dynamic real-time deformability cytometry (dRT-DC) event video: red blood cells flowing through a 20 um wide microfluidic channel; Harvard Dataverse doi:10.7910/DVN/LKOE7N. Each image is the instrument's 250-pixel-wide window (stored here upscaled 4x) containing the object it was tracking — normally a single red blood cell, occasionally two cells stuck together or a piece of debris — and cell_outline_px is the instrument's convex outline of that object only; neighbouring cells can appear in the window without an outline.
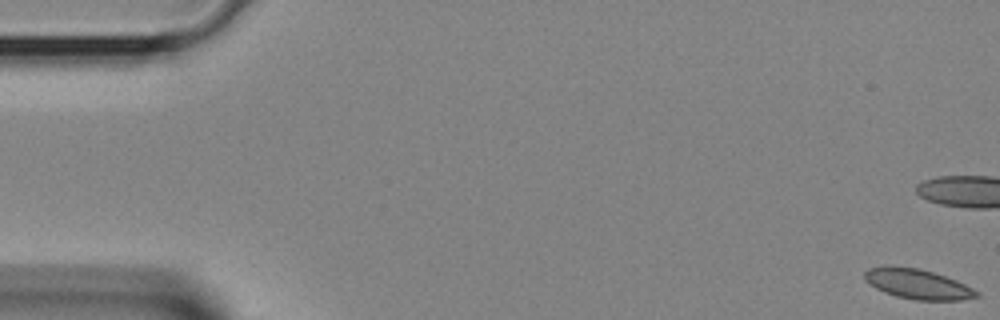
{"species": "Egyptian fruit bat (a non-hibernating species)", "species_latin": "Rousettus aegyptiacus", "temperature_condition": "room temperature", "stored_images_in_passage": 41, "camera_frame_rate_fps": 3000, "um_per_image_px": 0.085, "animal": {"sex": "female"}, "frame": {"image": 1, "passage_image": 1, "time_ms": 0.0, "image_size_px": [1000, 320], "cell_outline_px": [[980, 296], [960, 300], [916, 300], [896, 296], [884, 292], [868, 284], [864, 280], [864, 272], [868, 268], [888, 264], [920, 268], [956, 280], [980, 292]], "centroid_in_image_um": [77.94, 24.12], "position_along_channel_um": 7.1, "area_um2": 19.83}}
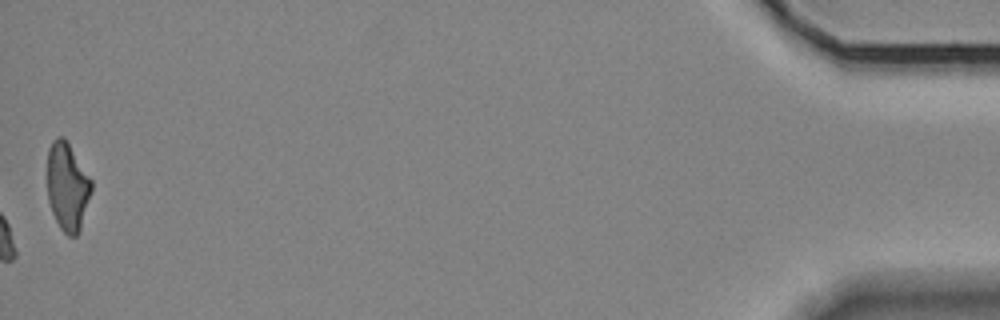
{"frame": {"image": 2, "passage_image": 41, "time_ms": 13.333, "image_size_px": [1000, 320], "cell_outline_px": [[92, 192], [80, 228], [76, 236], [68, 236], [60, 228], [52, 212], [48, 200], [48, 148], [52, 140], [56, 136], [64, 136], [68, 140], [92, 180]], "centroid_in_image_um": [5.74, 15.81], "position_along_channel_um": 429.5, "area_um2": 22.89}}